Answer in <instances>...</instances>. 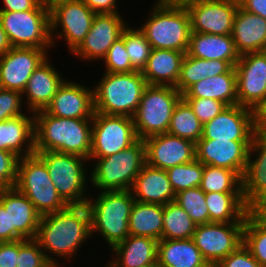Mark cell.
<instances>
[{
	"label": "cell",
	"instance_id": "6da1fadb",
	"mask_svg": "<svg viewBox=\"0 0 266 267\" xmlns=\"http://www.w3.org/2000/svg\"><path fill=\"white\" fill-rule=\"evenodd\" d=\"M91 123L92 118H61L38 111L34 114L35 151L72 154L90 160Z\"/></svg>",
	"mask_w": 266,
	"mask_h": 267
},
{
	"label": "cell",
	"instance_id": "7a4b0ae2",
	"mask_svg": "<svg viewBox=\"0 0 266 267\" xmlns=\"http://www.w3.org/2000/svg\"><path fill=\"white\" fill-rule=\"evenodd\" d=\"M91 235L88 206L68 205L58 212L41 216L35 239L42 250L70 258Z\"/></svg>",
	"mask_w": 266,
	"mask_h": 267
},
{
	"label": "cell",
	"instance_id": "3957f363",
	"mask_svg": "<svg viewBox=\"0 0 266 267\" xmlns=\"http://www.w3.org/2000/svg\"><path fill=\"white\" fill-rule=\"evenodd\" d=\"M146 86L142 72H105L94 89L95 112L133 118Z\"/></svg>",
	"mask_w": 266,
	"mask_h": 267
},
{
	"label": "cell",
	"instance_id": "277c9868",
	"mask_svg": "<svg viewBox=\"0 0 266 267\" xmlns=\"http://www.w3.org/2000/svg\"><path fill=\"white\" fill-rule=\"evenodd\" d=\"M90 200L86 205L90 212L91 234L101 232L113 248L129 235L128 224L134 196L131 190L102 191L97 200Z\"/></svg>",
	"mask_w": 266,
	"mask_h": 267
},
{
	"label": "cell",
	"instance_id": "5b68a950",
	"mask_svg": "<svg viewBox=\"0 0 266 267\" xmlns=\"http://www.w3.org/2000/svg\"><path fill=\"white\" fill-rule=\"evenodd\" d=\"M153 10L151 17L139 28L151 48L186 53L192 31L185 5L158 2Z\"/></svg>",
	"mask_w": 266,
	"mask_h": 267
},
{
	"label": "cell",
	"instance_id": "8992f818",
	"mask_svg": "<svg viewBox=\"0 0 266 267\" xmlns=\"http://www.w3.org/2000/svg\"><path fill=\"white\" fill-rule=\"evenodd\" d=\"M14 187L33 203L41 216L68 206L58 194L44 161L36 153L19 158Z\"/></svg>",
	"mask_w": 266,
	"mask_h": 267
},
{
	"label": "cell",
	"instance_id": "52a82bcc",
	"mask_svg": "<svg viewBox=\"0 0 266 267\" xmlns=\"http://www.w3.org/2000/svg\"><path fill=\"white\" fill-rule=\"evenodd\" d=\"M99 159L90 181L103 191L130 190L136 176L146 164L145 143L138 139L127 149Z\"/></svg>",
	"mask_w": 266,
	"mask_h": 267
},
{
	"label": "cell",
	"instance_id": "ba28073f",
	"mask_svg": "<svg viewBox=\"0 0 266 267\" xmlns=\"http://www.w3.org/2000/svg\"><path fill=\"white\" fill-rule=\"evenodd\" d=\"M182 94L172 86L147 85L133 116L138 139L167 133L174 107Z\"/></svg>",
	"mask_w": 266,
	"mask_h": 267
},
{
	"label": "cell",
	"instance_id": "9c48e42d",
	"mask_svg": "<svg viewBox=\"0 0 266 267\" xmlns=\"http://www.w3.org/2000/svg\"><path fill=\"white\" fill-rule=\"evenodd\" d=\"M35 153L44 161L58 194L68 205L87 203L88 198L84 196L87 178L83 161L88 159L52 151Z\"/></svg>",
	"mask_w": 266,
	"mask_h": 267
},
{
	"label": "cell",
	"instance_id": "30bf717a",
	"mask_svg": "<svg viewBox=\"0 0 266 267\" xmlns=\"http://www.w3.org/2000/svg\"><path fill=\"white\" fill-rule=\"evenodd\" d=\"M0 22L12 47L46 49L52 45L50 11H0Z\"/></svg>",
	"mask_w": 266,
	"mask_h": 267
},
{
	"label": "cell",
	"instance_id": "8fae6325",
	"mask_svg": "<svg viewBox=\"0 0 266 267\" xmlns=\"http://www.w3.org/2000/svg\"><path fill=\"white\" fill-rule=\"evenodd\" d=\"M90 159L105 158L127 149L138 138L133 118L94 113Z\"/></svg>",
	"mask_w": 266,
	"mask_h": 267
},
{
	"label": "cell",
	"instance_id": "7c38bea8",
	"mask_svg": "<svg viewBox=\"0 0 266 267\" xmlns=\"http://www.w3.org/2000/svg\"><path fill=\"white\" fill-rule=\"evenodd\" d=\"M244 223L196 225L192 236L196 247L211 267H215L243 244Z\"/></svg>",
	"mask_w": 266,
	"mask_h": 267
},
{
	"label": "cell",
	"instance_id": "4fadbf2b",
	"mask_svg": "<svg viewBox=\"0 0 266 267\" xmlns=\"http://www.w3.org/2000/svg\"><path fill=\"white\" fill-rule=\"evenodd\" d=\"M49 11L52 44V33L60 25L63 34L59 33L57 37L64 36L69 51L73 52L89 32L96 14L82 0L55 1L49 6Z\"/></svg>",
	"mask_w": 266,
	"mask_h": 267
},
{
	"label": "cell",
	"instance_id": "5bb4252c",
	"mask_svg": "<svg viewBox=\"0 0 266 267\" xmlns=\"http://www.w3.org/2000/svg\"><path fill=\"white\" fill-rule=\"evenodd\" d=\"M234 68L238 104L255 111L266 98V51L242 54Z\"/></svg>",
	"mask_w": 266,
	"mask_h": 267
},
{
	"label": "cell",
	"instance_id": "9a60e30c",
	"mask_svg": "<svg viewBox=\"0 0 266 267\" xmlns=\"http://www.w3.org/2000/svg\"><path fill=\"white\" fill-rule=\"evenodd\" d=\"M256 132L254 110L237 104L204 124L200 139L252 141Z\"/></svg>",
	"mask_w": 266,
	"mask_h": 267
},
{
	"label": "cell",
	"instance_id": "2e32d148",
	"mask_svg": "<svg viewBox=\"0 0 266 267\" xmlns=\"http://www.w3.org/2000/svg\"><path fill=\"white\" fill-rule=\"evenodd\" d=\"M238 6L226 0H194L186 3L191 31L217 35L231 34Z\"/></svg>",
	"mask_w": 266,
	"mask_h": 267
},
{
	"label": "cell",
	"instance_id": "e0dca14e",
	"mask_svg": "<svg viewBox=\"0 0 266 267\" xmlns=\"http://www.w3.org/2000/svg\"><path fill=\"white\" fill-rule=\"evenodd\" d=\"M46 59L45 49L12 47L0 56V87L22 93L32 73Z\"/></svg>",
	"mask_w": 266,
	"mask_h": 267
},
{
	"label": "cell",
	"instance_id": "ac0fdd59",
	"mask_svg": "<svg viewBox=\"0 0 266 267\" xmlns=\"http://www.w3.org/2000/svg\"><path fill=\"white\" fill-rule=\"evenodd\" d=\"M251 142L199 139L195 144L196 160L203 165L233 170L242 178Z\"/></svg>",
	"mask_w": 266,
	"mask_h": 267
},
{
	"label": "cell",
	"instance_id": "d6986e66",
	"mask_svg": "<svg viewBox=\"0 0 266 267\" xmlns=\"http://www.w3.org/2000/svg\"><path fill=\"white\" fill-rule=\"evenodd\" d=\"M146 164L167 170L196 159L192 141L163 133L144 139Z\"/></svg>",
	"mask_w": 266,
	"mask_h": 267
},
{
	"label": "cell",
	"instance_id": "ffe728a7",
	"mask_svg": "<svg viewBox=\"0 0 266 267\" xmlns=\"http://www.w3.org/2000/svg\"><path fill=\"white\" fill-rule=\"evenodd\" d=\"M119 13L96 14L91 28L74 54L87 60L104 58L110 46L119 38L126 28Z\"/></svg>",
	"mask_w": 266,
	"mask_h": 267
},
{
	"label": "cell",
	"instance_id": "44dd1931",
	"mask_svg": "<svg viewBox=\"0 0 266 267\" xmlns=\"http://www.w3.org/2000/svg\"><path fill=\"white\" fill-rule=\"evenodd\" d=\"M0 202L5 211H9L10 242L23 239H35L41 214L33 203L15 187L0 192Z\"/></svg>",
	"mask_w": 266,
	"mask_h": 267
},
{
	"label": "cell",
	"instance_id": "7402d4cb",
	"mask_svg": "<svg viewBox=\"0 0 266 267\" xmlns=\"http://www.w3.org/2000/svg\"><path fill=\"white\" fill-rule=\"evenodd\" d=\"M253 151L259 154L254 161L251 160ZM242 195L250 210L266 198V131H257L252 139L242 176Z\"/></svg>",
	"mask_w": 266,
	"mask_h": 267
},
{
	"label": "cell",
	"instance_id": "603a6c76",
	"mask_svg": "<svg viewBox=\"0 0 266 267\" xmlns=\"http://www.w3.org/2000/svg\"><path fill=\"white\" fill-rule=\"evenodd\" d=\"M44 111L61 118H93L94 90L64 80Z\"/></svg>",
	"mask_w": 266,
	"mask_h": 267
},
{
	"label": "cell",
	"instance_id": "cb8c5ba5",
	"mask_svg": "<svg viewBox=\"0 0 266 267\" xmlns=\"http://www.w3.org/2000/svg\"><path fill=\"white\" fill-rule=\"evenodd\" d=\"M135 201L165 205L175 201V192L166 170L145 164L131 187ZM137 197V198H136Z\"/></svg>",
	"mask_w": 266,
	"mask_h": 267
},
{
	"label": "cell",
	"instance_id": "d4e9b609",
	"mask_svg": "<svg viewBox=\"0 0 266 267\" xmlns=\"http://www.w3.org/2000/svg\"><path fill=\"white\" fill-rule=\"evenodd\" d=\"M231 36L240 55L266 51V19L238 6Z\"/></svg>",
	"mask_w": 266,
	"mask_h": 267
},
{
	"label": "cell",
	"instance_id": "484cf974",
	"mask_svg": "<svg viewBox=\"0 0 266 267\" xmlns=\"http://www.w3.org/2000/svg\"><path fill=\"white\" fill-rule=\"evenodd\" d=\"M187 55L206 60L228 61L233 67L240 59L231 34L217 35L191 32Z\"/></svg>",
	"mask_w": 266,
	"mask_h": 267
},
{
	"label": "cell",
	"instance_id": "4316f807",
	"mask_svg": "<svg viewBox=\"0 0 266 267\" xmlns=\"http://www.w3.org/2000/svg\"><path fill=\"white\" fill-rule=\"evenodd\" d=\"M185 53L168 49H151L142 70L147 85L176 87Z\"/></svg>",
	"mask_w": 266,
	"mask_h": 267
},
{
	"label": "cell",
	"instance_id": "83f0119b",
	"mask_svg": "<svg viewBox=\"0 0 266 267\" xmlns=\"http://www.w3.org/2000/svg\"><path fill=\"white\" fill-rule=\"evenodd\" d=\"M64 79L46 59L30 76L25 90L28 107L34 113L45 110Z\"/></svg>",
	"mask_w": 266,
	"mask_h": 267
},
{
	"label": "cell",
	"instance_id": "f1b7e54d",
	"mask_svg": "<svg viewBox=\"0 0 266 267\" xmlns=\"http://www.w3.org/2000/svg\"><path fill=\"white\" fill-rule=\"evenodd\" d=\"M118 260L109 267H145L157 261L158 241L154 238L128 235L112 248Z\"/></svg>",
	"mask_w": 266,
	"mask_h": 267
},
{
	"label": "cell",
	"instance_id": "f546056e",
	"mask_svg": "<svg viewBox=\"0 0 266 267\" xmlns=\"http://www.w3.org/2000/svg\"><path fill=\"white\" fill-rule=\"evenodd\" d=\"M24 143H26L25 148L26 146L27 148L23 152ZM0 150L12 152L19 158L34 154V116L30 118L23 114L1 121Z\"/></svg>",
	"mask_w": 266,
	"mask_h": 267
},
{
	"label": "cell",
	"instance_id": "4dcf8cb0",
	"mask_svg": "<svg viewBox=\"0 0 266 267\" xmlns=\"http://www.w3.org/2000/svg\"><path fill=\"white\" fill-rule=\"evenodd\" d=\"M236 71L232 67L227 73L207 77L193 84L182 98H211L227 106L238 104Z\"/></svg>",
	"mask_w": 266,
	"mask_h": 267
},
{
	"label": "cell",
	"instance_id": "1f68e13d",
	"mask_svg": "<svg viewBox=\"0 0 266 267\" xmlns=\"http://www.w3.org/2000/svg\"><path fill=\"white\" fill-rule=\"evenodd\" d=\"M157 261L164 267H211L192 238L161 239L158 241Z\"/></svg>",
	"mask_w": 266,
	"mask_h": 267
},
{
	"label": "cell",
	"instance_id": "d6a6232c",
	"mask_svg": "<svg viewBox=\"0 0 266 267\" xmlns=\"http://www.w3.org/2000/svg\"><path fill=\"white\" fill-rule=\"evenodd\" d=\"M209 223H245L251 211L245 204L242 193H205Z\"/></svg>",
	"mask_w": 266,
	"mask_h": 267
},
{
	"label": "cell",
	"instance_id": "836d02e7",
	"mask_svg": "<svg viewBox=\"0 0 266 267\" xmlns=\"http://www.w3.org/2000/svg\"><path fill=\"white\" fill-rule=\"evenodd\" d=\"M163 205L135 201L129 217V235L162 239Z\"/></svg>",
	"mask_w": 266,
	"mask_h": 267
},
{
	"label": "cell",
	"instance_id": "e575fe53",
	"mask_svg": "<svg viewBox=\"0 0 266 267\" xmlns=\"http://www.w3.org/2000/svg\"><path fill=\"white\" fill-rule=\"evenodd\" d=\"M233 66L228 61L195 58L185 53L176 89L183 95L193 84L227 73Z\"/></svg>",
	"mask_w": 266,
	"mask_h": 267
},
{
	"label": "cell",
	"instance_id": "d590c367",
	"mask_svg": "<svg viewBox=\"0 0 266 267\" xmlns=\"http://www.w3.org/2000/svg\"><path fill=\"white\" fill-rule=\"evenodd\" d=\"M202 131L203 124L199 121L190 105L181 98L174 107L167 133L196 144L202 137Z\"/></svg>",
	"mask_w": 266,
	"mask_h": 267
},
{
	"label": "cell",
	"instance_id": "8d00e7d4",
	"mask_svg": "<svg viewBox=\"0 0 266 267\" xmlns=\"http://www.w3.org/2000/svg\"><path fill=\"white\" fill-rule=\"evenodd\" d=\"M162 239H190L196 225L184 209L175 201L163 205Z\"/></svg>",
	"mask_w": 266,
	"mask_h": 267
},
{
	"label": "cell",
	"instance_id": "74e56055",
	"mask_svg": "<svg viewBox=\"0 0 266 267\" xmlns=\"http://www.w3.org/2000/svg\"><path fill=\"white\" fill-rule=\"evenodd\" d=\"M243 244L262 267H266V216L251 210L244 223Z\"/></svg>",
	"mask_w": 266,
	"mask_h": 267
},
{
	"label": "cell",
	"instance_id": "f35d334b",
	"mask_svg": "<svg viewBox=\"0 0 266 267\" xmlns=\"http://www.w3.org/2000/svg\"><path fill=\"white\" fill-rule=\"evenodd\" d=\"M199 187L204 193H242V178L233 170L204 165Z\"/></svg>",
	"mask_w": 266,
	"mask_h": 267
},
{
	"label": "cell",
	"instance_id": "ab89813d",
	"mask_svg": "<svg viewBox=\"0 0 266 267\" xmlns=\"http://www.w3.org/2000/svg\"><path fill=\"white\" fill-rule=\"evenodd\" d=\"M203 170L204 165L195 159L192 162L168 168L166 171L171 186L175 194H177L182 190L199 187L202 180Z\"/></svg>",
	"mask_w": 266,
	"mask_h": 267
},
{
	"label": "cell",
	"instance_id": "60d3db41",
	"mask_svg": "<svg viewBox=\"0 0 266 267\" xmlns=\"http://www.w3.org/2000/svg\"><path fill=\"white\" fill-rule=\"evenodd\" d=\"M121 36L124 38V44L132 67L136 71L142 72L152 49L145 34L139 28L134 30L126 27Z\"/></svg>",
	"mask_w": 266,
	"mask_h": 267
},
{
	"label": "cell",
	"instance_id": "b9f144b4",
	"mask_svg": "<svg viewBox=\"0 0 266 267\" xmlns=\"http://www.w3.org/2000/svg\"><path fill=\"white\" fill-rule=\"evenodd\" d=\"M175 202L184 209L195 225L209 223V213L205 200V193L200 187L178 192L175 196Z\"/></svg>",
	"mask_w": 266,
	"mask_h": 267
},
{
	"label": "cell",
	"instance_id": "7bdbcfd3",
	"mask_svg": "<svg viewBox=\"0 0 266 267\" xmlns=\"http://www.w3.org/2000/svg\"><path fill=\"white\" fill-rule=\"evenodd\" d=\"M41 249L36 239L19 240L16 267H44L48 262H56Z\"/></svg>",
	"mask_w": 266,
	"mask_h": 267
},
{
	"label": "cell",
	"instance_id": "ee69618b",
	"mask_svg": "<svg viewBox=\"0 0 266 267\" xmlns=\"http://www.w3.org/2000/svg\"><path fill=\"white\" fill-rule=\"evenodd\" d=\"M106 66L105 72L108 73H127L136 71L131 63L127 53L124 38L119 37L109 48L103 58Z\"/></svg>",
	"mask_w": 266,
	"mask_h": 267
},
{
	"label": "cell",
	"instance_id": "f6af8a7d",
	"mask_svg": "<svg viewBox=\"0 0 266 267\" xmlns=\"http://www.w3.org/2000/svg\"><path fill=\"white\" fill-rule=\"evenodd\" d=\"M204 125L220 114L227 105L211 98H183Z\"/></svg>",
	"mask_w": 266,
	"mask_h": 267
},
{
	"label": "cell",
	"instance_id": "bcb514c9",
	"mask_svg": "<svg viewBox=\"0 0 266 267\" xmlns=\"http://www.w3.org/2000/svg\"><path fill=\"white\" fill-rule=\"evenodd\" d=\"M18 161L19 157L14 153L0 150V192L15 186Z\"/></svg>",
	"mask_w": 266,
	"mask_h": 267
},
{
	"label": "cell",
	"instance_id": "7dc6e473",
	"mask_svg": "<svg viewBox=\"0 0 266 267\" xmlns=\"http://www.w3.org/2000/svg\"><path fill=\"white\" fill-rule=\"evenodd\" d=\"M22 93L0 87V122L23 115L21 109Z\"/></svg>",
	"mask_w": 266,
	"mask_h": 267
},
{
	"label": "cell",
	"instance_id": "c3c4849f",
	"mask_svg": "<svg viewBox=\"0 0 266 267\" xmlns=\"http://www.w3.org/2000/svg\"><path fill=\"white\" fill-rule=\"evenodd\" d=\"M215 267H262L251 255V252L242 244L237 250L230 253Z\"/></svg>",
	"mask_w": 266,
	"mask_h": 267
},
{
	"label": "cell",
	"instance_id": "681fc988",
	"mask_svg": "<svg viewBox=\"0 0 266 267\" xmlns=\"http://www.w3.org/2000/svg\"><path fill=\"white\" fill-rule=\"evenodd\" d=\"M5 4L0 11H28V10H49V6L42 4L40 0H3Z\"/></svg>",
	"mask_w": 266,
	"mask_h": 267
},
{
	"label": "cell",
	"instance_id": "f907efd6",
	"mask_svg": "<svg viewBox=\"0 0 266 267\" xmlns=\"http://www.w3.org/2000/svg\"><path fill=\"white\" fill-rule=\"evenodd\" d=\"M19 240L0 242V267H16Z\"/></svg>",
	"mask_w": 266,
	"mask_h": 267
},
{
	"label": "cell",
	"instance_id": "816d5d0a",
	"mask_svg": "<svg viewBox=\"0 0 266 267\" xmlns=\"http://www.w3.org/2000/svg\"><path fill=\"white\" fill-rule=\"evenodd\" d=\"M95 14L118 13L116 8L117 0H82Z\"/></svg>",
	"mask_w": 266,
	"mask_h": 267
},
{
	"label": "cell",
	"instance_id": "f5cc1de1",
	"mask_svg": "<svg viewBox=\"0 0 266 267\" xmlns=\"http://www.w3.org/2000/svg\"><path fill=\"white\" fill-rule=\"evenodd\" d=\"M240 7L249 13L266 19V0H244Z\"/></svg>",
	"mask_w": 266,
	"mask_h": 267
},
{
	"label": "cell",
	"instance_id": "db71d44e",
	"mask_svg": "<svg viewBox=\"0 0 266 267\" xmlns=\"http://www.w3.org/2000/svg\"><path fill=\"white\" fill-rule=\"evenodd\" d=\"M10 219L9 211H5L0 202V242H10Z\"/></svg>",
	"mask_w": 266,
	"mask_h": 267
},
{
	"label": "cell",
	"instance_id": "11a10c76",
	"mask_svg": "<svg viewBox=\"0 0 266 267\" xmlns=\"http://www.w3.org/2000/svg\"><path fill=\"white\" fill-rule=\"evenodd\" d=\"M257 131H266V98L254 111Z\"/></svg>",
	"mask_w": 266,
	"mask_h": 267
},
{
	"label": "cell",
	"instance_id": "9f6ffc18",
	"mask_svg": "<svg viewBox=\"0 0 266 267\" xmlns=\"http://www.w3.org/2000/svg\"><path fill=\"white\" fill-rule=\"evenodd\" d=\"M11 48H12V45L0 22V56H3Z\"/></svg>",
	"mask_w": 266,
	"mask_h": 267
},
{
	"label": "cell",
	"instance_id": "6f0895ef",
	"mask_svg": "<svg viewBox=\"0 0 266 267\" xmlns=\"http://www.w3.org/2000/svg\"><path fill=\"white\" fill-rule=\"evenodd\" d=\"M253 211L259 215L266 216V198Z\"/></svg>",
	"mask_w": 266,
	"mask_h": 267
},
{
	"label": "cell",
	"instance_id": "680465c9",
	"mask_svg": "<svg viewBox=\"0 0 266 267\" xmlns=\"http://www.w3.org/2000/svg\"><path fill=\"white\" fill-rule=\"evenodd\" d=\"M194 0H158V2H162L165 4H177V5H185L188 2H191Z\"/></svg>",
	"mask_w": 266,
	"mask_h": 267
},
{
	"label": "cell",
	"instance_id": "91938a15",
	"mask_svg": "<svg viewBox=\"0 0 266 267\" xmlns=\"http://www.w3.org/2000/svg\"><path fill=\"white\" fill-rule=\"evenodd\" d=\"M42 4L50 6L52 3L58 0H40Z\"/></svg>",
	"mask_w": 266,
	"mask_h": 267
},
{
	"label": "cell",
	"instance_id": "94428289",
	"mask_svg": "<svg viewBox=\"0 0 266 267\" xmlns=\"http://www.w3.org/2000/svg\"><path fill=\"white\" fill-rule=\"evenodd\" d=\"M145 267H164V266L161 265L158 261H156L153 264L145 266Z\"/></svg>",
	"mask_w": 266,
	"mask_h": 267
},
{
	"label": "cell",
	"instance_id": "6125c7cd",
	"mask_svg": "<svg viewBox=\"0 0 266 267\" xmlns=\"http://www.w3.org/2000/svg\"><path fill=\"white\" fill-rule=\"evenodd\" d=\"M58 263L56 262H48L44 267H57Z\"/></svg>",
	"mask_w": 266,
	"mask_h": 267
},
{
	"label": "cell",
	"instance_id": "be15d7a7",
	"mask_svg": "<svg viewBox=\"0 0 266 267\" xmlns=\"http://www.w3.org/2000/svg\"><path fill=\"white\" fill-rule=\"evenodd\" d=\"M226 1L235 3V4H237V5L240 6V4H241L244 0H226Z\"/></svg>",
	"mask_w": 266,
	"mask_h": 267
}]
</instances>
